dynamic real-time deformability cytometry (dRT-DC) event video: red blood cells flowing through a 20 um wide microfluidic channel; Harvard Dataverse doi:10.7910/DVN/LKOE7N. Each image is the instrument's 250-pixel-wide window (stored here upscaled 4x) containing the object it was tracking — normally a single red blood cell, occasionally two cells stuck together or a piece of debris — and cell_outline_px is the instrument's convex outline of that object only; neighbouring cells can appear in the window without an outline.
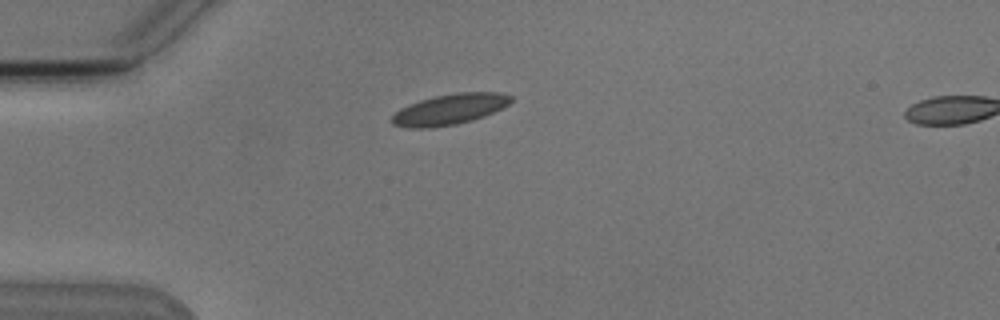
{"species": "Egyptian fruit bat (a non-hibernating species)", "species_latin": "Rousettus aegyptiacus", "temperature_condition": "cold", "stored_images_in_passage": 5, "camera_frame_rate_fps": 3000, "um_per_image_px": 0.085, "animal": {"sex": "male"}, "frame": {"image": 1, "passage_image": 1, "time_ms": 0.0, "image_size_px": [1000, 320], "cell_outline_px": [[512, 100], [508, 104], [484, 116], [472, 120], [456, 124], [432, 128], [408, 128], [392, 124], [392, 116], [400, 108], [408, 104], [420, 100], [436, 96], [456, 92], [500, 92], [512, 96]], "centroid_in_image_um": [38.2, 9.29], "position_along_channel_um": 46.8, "area_um2": 21.21}}
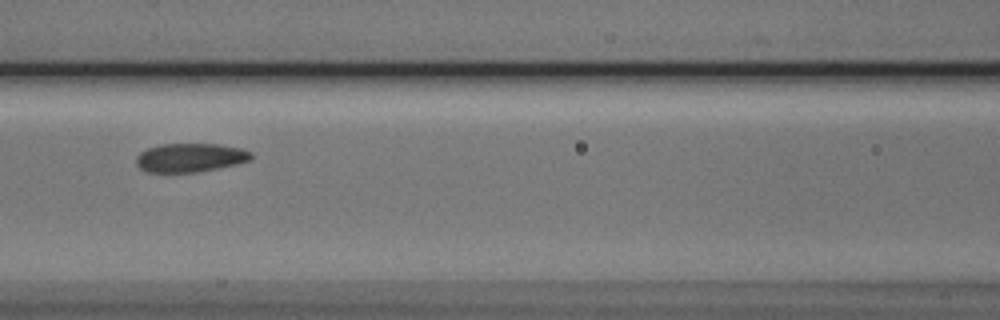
{"frame": {"image": 2, "passage_image": 4, "time_ms": 3.333, "image_size_px": [1000, 320], "cell_outline_px": [[252, 156], [248, 160], [236, 164], [196, 172], [148, 172], [140, 168], [136, 164], [136, 156], [140, 152], [148, 148], [160, 144], [220, 144], [244, 148], [252, 152]], "centroid_in_image_um": [16.16, 13.38], "position_along_channel_um": 150.4, "area_um2": 19.25}}
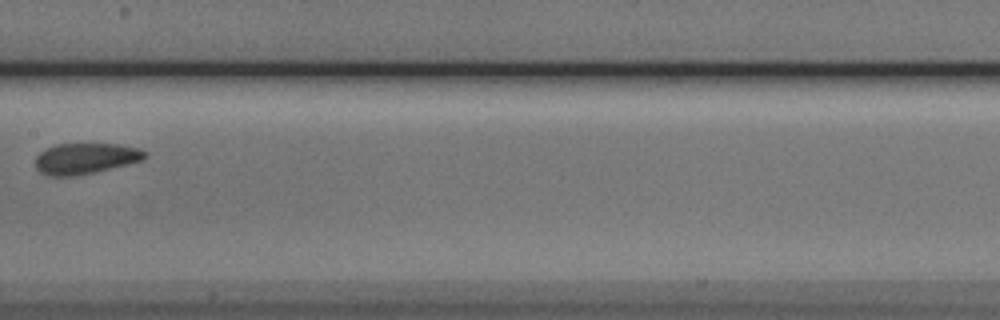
{"frame": {"image": 3, "passage_image": 5, "time_ms": 4.667, "image_size_px": [1000, 320], "cell_outline_px": [[148, 156], [140, 160], [92, 172], [68, 176], [48, 176], [40, 172], [36, 168], [36, 156], [40, 152], [56, 144], [120, 144], [140, 148], [148, 152]], "centroid_in_image_um": [7.25, 13.45], "position_along_channel_um": 200.1, "area_um2": 19.36}}